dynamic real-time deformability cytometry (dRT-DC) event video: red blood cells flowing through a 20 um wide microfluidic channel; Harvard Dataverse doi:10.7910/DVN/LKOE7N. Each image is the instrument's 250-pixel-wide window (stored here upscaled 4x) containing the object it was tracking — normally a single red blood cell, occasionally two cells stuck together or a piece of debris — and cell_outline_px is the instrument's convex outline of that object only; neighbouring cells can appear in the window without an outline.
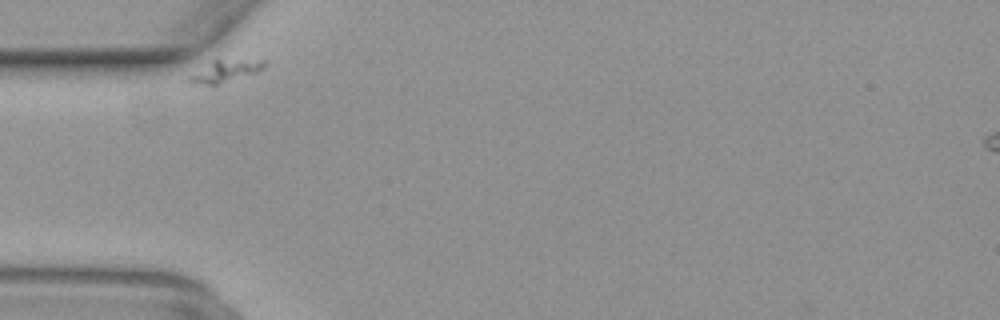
{"species": "common noctule bat (a hibernating species)", "species_latin": "Nyctalus noctula", "temperature_condition": "warm", "stored_images_in_passage": 24, "camera_frame_rate_fps": 3000, "um_per_image_px": 0.085, "animal": {"sex": "female", "body_mass_g": 29.2, "forearm_length_mm": 56.3}, "frame": {"image": 1, "passage_image": 1, "time_ms": 0.0, "image_size_px": [1000, 320], "cell_outline_px": [[268, 64], [260, 72], [216, 88], [212, 88], [188, 80], [192, 76], [212, 60], [268, 60]], "centroid_in_image_um": [19.3, 6.11], "position_along_channel_um": 65.7, "area_um2": 10.12}}